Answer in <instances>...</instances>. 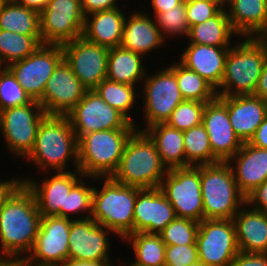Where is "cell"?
I'll return each instance as SVG.
<instances>
[{
    "label": "cell",
    "mask_w": 267,
    "mask_h": 266,
    "mask_svg": "<svg viewBox=\"0 0 267 266\" xmlns=\"http://www.w3.org/2000/svg\"><path fill=\"white\" fill-rule=\"evenodd\" d=\"M41 219L34 195L23 183L0 211V256L26 258L35 244Z\"/></svg>",
    "instance_id": "cell-1"
},
{
    "label": "cell",
    "mask_w": 267,
    "mask_h": 266,
    "mask_svg": "<svg viewBox=\"0 0 267 266\" xmlns=\"http://www.w3.org/2000/svg\"><path fill=\"white\" fill-rule=\"evenodd\" d=\"M25 159L42 175L48 171H72L70 162L73 170H78V138L68 117L46 115L38 128L34 148Z\"/></svg>",
    "instance_id": "cell-2"
},
{
    "label": "cell",
    "mask_w": 267,
    "mask_h": 266,
    "mask_svg": "<svg viewBox=\"0 0 267 266\" xmlns=\"http://www.w3.org/2000/svg\"><path fill=\"white\" fill-rule=\"evenodd\" d=\"M266 57L264 37H240V42L233 43L228 51L217 96L253 95Z\"/></svg>",
    "instance_id": "cell-3"
},
{
    "label": "cell",
    "mask_w": 267,
    "mask_h": 266,
    "mask_svg": "<svg viewBox=\"0 0 267 266\" xmlns=\"http://www.w3.org/2000/svg\"><path fill=\"white\" fill-rule=\"evenodd\" d=\"M93 183H103L97 189L95 184L92 196L91 217L96 223L124 239L134 233V205L137 187L124 185L112 177H90ZM103 180V181H102Z\"/></svg>",
    "instance_id": "cell-4"
},
{
    "label": "cell",
    "mask_w": 267,
    "mask_h": 266,
    "mask_svg": "<svg viewBox=\"0 0 267 266\" xmlns=\"http://www.w3.org/2000/svg\"><path fill=\"white\" fill-rule=\"evenodd\" d=\"M168 171L154 142L144 131L136 129L125 144L112 178L124 185L152 189L160 187Z\"/></svg>",
    "instance_id": "cell-5"
},
{
    "label": "cell",
    "mask_w": 267,
    "mask_h": 266,
    "mask_svg": "<svg viewBox=\"0 0 267 266\" xmlns=\"http://www.w3.org/2000/svg\"><path fill=\"white\" fill-rule=\"evenodd\" d=\"M136 129H112L84 134L78 139V170L85 177H112L125 144Z\"/></svg>",
    "instance_id": "cell-6"
},
{
    "label": "cell",
    "mask_w": 267,
    "mask_h": 266,
    "mask_svg": "<svg viewBox=\"0 0 267 266\" xmlns=\"http://www.w3.org/2000/svg\"><path fill=\"white\" fill-rule=\"evenodd\" d=\"M204 219H233L246 203L227 162L200 165Z\"/></svg>",
    "instance_id": "cell-7"
},
{
    "label": "cell",
    "mask_w": 267,
    "mask_h": 266,
    "mask_svg": "<svg viewBox=\"0 0 267 266\" xmlns=\"http://www.w3.org/2000/svg\"><path fill=\"white\" fill-rule=\"evenodd\" d=\"M46 115L41 104L33 100L29 104L0 111V135L12 158L24 160L29 155L34 148L40 123Z\"/></svg>",
    "instance_id": "cell-8"
},
{
    "label": "cell",
    "mask_w": 267,
    "mask_h": 266,
    "mask_svg": "<svg viewBox=\"0 0 267 266\" xmlns=\"http://www.w3.org/2000/svg\"><path fill=\"white\" fill-rule=\"evenodd\" d=\"M176 216L200 223L204 219L200 165L169 169L159 187Z\"/></svg>",
    "instance_id": "cell-9"
},
{
    "label": "cell",
    "mask_w": 267,
    "mask_h": 266,
    "mask_svg": "<svg viewBox=\"0 0 267 266\" xmlns=\"http://www.w3.org/2000/svg\"><path fill=\"white\" fill-rule=\"evenodd\" d=\"M156 73V74H155ZM146 74L142 81L144 86L142 97L145 119L144 127L154 124L166 123L173 110L184 101L178 87L175 73L168 67H162L158 72ZM142 95V96H141Z\"/></svg>",
    "instance_id": "cell-10"
},
{
    "label": "cell",
    "mask_w": 267,
    "mask_h": 266,
    "mask_svg": "<svg viewBox=\"0 0 267 266\" xmlns=\"http://www.w3.org/2000/svg\"><path fill=\"white\" fill-rule=\"evenodd\" d=\"M199 261L206 266H231L238 254L233 219H203L196 236Z\"/></svg>",
    "instance_id": "cell-11"
},
{
    "label": "cell",
    "mask_w": 267,
    "mask_h": 266,
    "mask_svg": "<svg viewBox=\"0 0 267 266\" xmlns=\"http://www.w3.org/2000/svg\"><path fill=\"white\" fill-rule=\"evenodd\" d=\"M64 59L61 45L42 44L31 55L7 66L33 101L39 102L48 79Z\"/></svg>",
    "instance_id": "cell-12"
},
{
    "label": "cell",
    "mask_w": 267,
    "mask_h": 266,
    "mask_svg": "<svg viewBox=\"0 0 267 266\" xmlns=\"http://www.w3.org/2000/svg\"><path fill=\"white\" fill-rule=\"evenodd\" d=\"M66 116L78 139L95 131L136 129L135 124L107 104L94 90H87Z\"/></svg>",
    "instance_id": "cell-13"
},
{
    "label": "cell",
    "mask_w": 267,
    "mask_h": 266,
    "mask_svg": "<svg viewBox=\"0 0 267 266\" xmlns=\"http://www.w3.org/2000/svg\"><path fill=\"white\" fill-rule=\"evenodd\" d=\"M85 15L81 0H50L40 13L42 44L62 45L81 37Z\"/></svg>",
    "instance_id": "cell-14"
},
{
    "label": "cell",
    "mask_w": 267,
    "mask_h": 266,
    "mask_svg": "<svg viewBox=\"0 0 267 266\" xmlns=\"http://www.w3.org/2000/svg\"><path fill=\"white\" fill-rule=\"evenodd\" d=\"M61 47L64 60L87 90L95 89L106 79L109 48L92 43L83 36Z\"/></svg>",
    "instance_id": "cell-15"
},
{
    "label": "cell",
    "mask_w": 267,
    "mask_h": 266,
    "mask_svg": "<svg viewBox=\"0 0 267 266\" xmlns=\"http://www.w3.org/2000/svg\"><path fill=\"white\" fill-rule=\"evenodd\" d=\"M73 220L42 216L39 233L26 259L41 266H62L68 260L69 230Z\"/></svg>",
    "instance_id": "cell-16"
},
{
    "label": "cell",
    "mask_w": 267,
    "mask_h": 266,
    "mask_svg": "<svg viewBox=\"0 0 267 266\" xmlns=\"http://www.w3.org/2000/svg\"><path fill=\"white\" fill-rule=\"evenodd\" d=\"M79 170L54 172L46 179L22 177L23 183L33 193L41 216L66 218V201L70 190L83 178ZM40 179V181L38 180Z\"/></svg>",
    "instance_id": "cell-17"
},
{
    "label": "cell",
    "mask_w": 267,
    "mask_h": 266,
    "mask_svg": "<svg viewBox=\"0 0 267 266\" xmlns=\"http://www.w3.org/2000/svg\"><path fill=\"white\" fill-rule=\"evenodd\" d=\"M86 91L70 65L63 59L48 79L39 103L47 115L66 116Z\"/></svg>",
    "instance_id": "cell-18"
},
{
    "label": "cell",
    "mask_w": 267,
    "mask_h": 266,
    "mask_svg": "<svg viewBox=\"0 0 267 266\" xmlns=\"http://www.w3.org/2000/svg\"><path fill=\"white\" fill-rule=\"evenodd\" d=\"M114 233L92 218L73 220L69 230L68 259L111 260L110 236ZM110 234V235H109Z\"/></svg>",
    "instance_id": "cell-19"
},
{
    "label": "cell",
    "mask_w": 267,
    "mask_h": 266,
    "mask_svg": "<svg viewBox=\"0 0 267 266\" xmlns=\"http://www.w3.org/2000/svg\"><path fill=\"white\" fill-rule=\"evenodd\" d=\"M202 124L208 133L213 156L219 162H228L242 147L243 142L230 124L227 106L218 97L206 103Z\"/></svg>",
    "instance_id": "cell-20"
},
{
    "label": "cell",
    "mask_w": 267,
    "mask_h": 266,
    "mask_svg": "<svg viewBox=\"0 0 267 266\" xmlns=\"http://www.w3.org/2000/svg\"><path fill=\"white\" fill-rule=\"evenodd\" d=\"M133 214L134 233L160 234L177 217L160 188H137Z\"/></svg>",
    "instance_id": "cell-21"
},
{
    "label": "cell",
    "mask_w": 267,
    "mask_h": 266,
    "mask_svg": "<svg viewBox=\"0 0 267 266\" xmlns=\"http://www.w3.org/2000/svg\"><path fill=\"white\" fill-rule=\"evenodd\" d=\"M217 97L227 106L235 134L242 142H249L267 116V101L254 95Z\"/></svg>",
    "instance_id": "cell-22"
},
{
    "label": "cell",
    "mask_w": 267,
    "mask_h": 266,
    "mask_svg": "<svg viewBox=\"0 0 267 266\" xmlns=\"http://www.w3.org/2000/svg\"><path fill=\"white\" fill-rule=\"evenodd\" d=\"M133 11L127 14L121 47L142 56L150 55L154 50L166 45V40L159 31L155 18L146 13L147 11ZM129 15V16H128Z\"/></svg>",
    "instance_id": "cell-23"
},
{
    "label": "cell",
    "mask_w": 267,
    "mask_h": 266,
    "mask_svg": "<svg viewBox=\"0 0 267 266\" xmlns=\"http://www.w3.org/2000/svg\"><path fill=\"white\" fill-rule=\"evenodd\" d=\"M230 47H216L187 43L179 62L195 71L216 90L220 87L225 72V61Z\"/></svg>",
    "instance_id": "cell-24"
},
{
    "label": "cell",
    "mask_w": 267,
    "mask_h": 266,
    "mask_svg": "<svg viewBox=\"0 0 267 266\" xmlns=\"http://www.w3.org/2000/svg\"><path fill=\"white\" fill-rule=\"evenodd\" d=\"M239 190L247 196L267 180V149L243 142L242 147L227 162Z\"/></svg>",
    "instance_id": "cell-25"
},
{
    "label": "cell",
    "mask_w": 267,
    "mask_h": 266,
    "mask_svg": "<svg viewBox=\"0 0 267 266\" xmlns=\"http://www.w3.org/2000/svg\"><path fill=\"white\" fill-rule=\"evenodd\" d=\"M233 221L241 252L267 254V214L245 203Z\"/></svg>",
    "instance_id": "cell-26"
},
{
    "label": "cell",
    "mask_w": 267,
    "mask_h": 266,
    "mask_svg": "<svg viewBox=\"0 0 267 266\" xmlns=\"http://www.w3.org/2000/svg\"><path fill=\"white\" fill-rule=\"evenodd\" d=\"M233 30L240 37L267 34L265 0H231L224 6Z\"/></svg>",
    "instance_id": "cell-27"
},
{
    "label": "cell",
    "mask_w": 267,
    "mask_h": 266,
    "mask_svg": "<svg viewBox=\"0 0 267 266\" xmlns=\"http://www.w3.org/2000/svg\"><path fill=\"white\" fill-rule=\"evenodd\" d=\"M115 8L85 16L82 36L99 46L114 48L121 45L126 12ZM123 10V11H122Z\"/></svg>",
    "instance_id": "cell-28"
},
{
    "label": "cell",
    "mask_w": 267,
    "mask_h": 266,
    "mask_svg": "<svg viewBox=\"0 0 267 266\" xmlns=\"http://www.w3.org/2000/svg\"><path fill=\"white\" fill-rule=\"evenodd\" d=\"M154 142L156 149L166 168H186L183 132L169 126L167 123H158L147 128L139 127Z\"/></svg>",
    "instance_id": "cell-29"
},
{
    "label": "cell",
    "mask_w": 267,
    "mask_h": 266,
    "mask_svg": "<svg viewBox=\"0 0 267 266\" xmlns=\"http://www.w3.org/2000/svg\"><path fill=\"white\" fill-rule=\"evenodd\" d=\"M144 60V56L121 46L109 48L106 78L132 86L140 85L147 74Z\"/></svg>",
    "instance_id": "cell-30"
},
{
    "label": "cell",
    "mask_w": 267,
    "mask_h": 266,
    "mask_svg": "<svg viewBox=\"0 0 267 266\" xmlns=\"http://www.w3.org/2000/svg\"><path fill=\"white\" fill-rule=\"evenodd\" d=\"M240 36L233 30L226 10L223 7L215 16L206 21L191 26L188 43L211 45L216 47H231L232 40ZM232 43V44H231Z\"/></svg>",
    "instance_id": "cell-31"
},
{
    "label": "cell",
    "mask_w": 267,
    "mask_h": 266,
    "mask_svg": "<svg viewBox=\"0 0 267 266\" xmlns=\"http://www.w3.org/2000/svg\"><path fill=\"white\" fill-rule=\"evenodd\" d=\"M121 241L130 244L135 258L118 266H165L166 245L159 234L133 233Z\"/></svg>",
    "instance_id": "cell-32"
},
{
    "label": "cell",
    "mask_w": 267,
    "mask_h": 266,
    "mask_svg": "<svg viewBox=\"0 0 267 266\" xmlns=\"http://www.w3.org/2000/svg\"><path fill=\"white\" fill-rule=\"evenodd\" d=\"M0 29L26 36H41L40 13L15 1H5L0 10Z\"/></svg>",
    "instance_id": "cell-33"
},
{
    "label": "cell",
    "mask_w": 267,
    "mask_h": 266,
    "mask_svg": "<svg viewBox=\"0 0 267 266\" xmlns=\"http://www.w3.org/2000/svg\"><path fill=\"white\" fill-rule=\"evenodd\" d=\"M137 86L119 83L104 79L95 89H93L107 104L121 112L131 123L136 125V119L131 116L135 103L140 99ZM137 98V99H136Z\"/></svg>",
    "instance_id": "cell-34"
},
{
    "label": "cell",
    "mask_w": 267,
    "mask_h": 266,
    "mask_svg": "<svg viewBox=\"0 0 267 266\" xmlns=\"http://www.w3.org/2000/svg\"><path fill=\"white\" fill-rule=\"evenodd\" d=\"M168 67L175 73L184 100L210 102L217 97L216 89L209 82L179 61L169 64Z\"/></svg>",
    "instance_id": "cell-35"
},
{
    "label": "cell",
    "mask_w": 267,
    "mask_h": 266,
    "mask_svg": "<svg viewBox=\"0 0 267 266\" xmlns=\"http://www.w3.org/2000/svg\"><path fill=\"white\" fill-rule=\"evenodd\" d=\"M40 45L41 36H26L0 29V60L5 67L31 55Z\"/></svg>",
    "instance_id": "cell-36"
},
{
    "label": "cell",
    "mask_w": 267,
    "mask_h": 266,
    "mask_svg": "<svg viewBox=\"0 0 267 266\" xmlns=\"http://www.w3.org/2000/svg\"><path fill=\"white\" fill-rule=\"evenodd\" d=\"M186 167L215 164L209 136L203 124L183 132Z\"/></svg>",
    "instance_id": "cell-37"
},
{
    "label": "cell",
    "mask_w": 267,
    "mask_h": 266,
    "mask_svg": "<svg viewBox=\"0 0 267 266\" xmlns=\"http://www.w3.org/2000/svg\"><path fill=\"white\" fill-rule=\"evenodd\" d=\"M85 179L90 180V177L84 176L67 195L66 218L83 220L91 217L94 186Z\"/></svg>",
    "instance_id": "cell-38"
},
{
    "label": "cell",
    "mask_w": 267,
    "mask_h": 266,
    "mask_svg": "<svg viewBox=\"0 0 267 266\" xmlns=\"http://www.w3.org/2000/svg\"><path fill=\"white\" fill-rule=\"evenodd\" d=\"M154 18L165 40L171 36H178V39L181 36L187 38L190 27L187 22L186 8L183 2L167 10L165 13L157 14Z\"/></svg>",
    "instance_id": "cell-39"
},
{
    "label": "cell",
    "mask_w": 267,
    "mask_h": 266,
    "mask_svg": "<svg viewBox=\"0 0 267 266\" xmlns=\"http://www.w3.org/2000/svg\"><path fill=\"white\" fill-rule=\"evenodd\" d=\"M206 103L184 100L173 110L166 123L182 132L198 126L202 124Z\"/></svg>",
    "instance_id": "cell-40"
},
{
    "label": "cell",
    "mask_w": 267,
    "mask_h": 266,
    "mask_svg": "<svg viewBox=\"0 0 267 266\" xmlns=\"http://www.w3.org/2000/svg\"><path fill=\"white\" fill-rule=\"evenodd\" d=\"M31 98L15 79L12 72L4 67L0 71V111L29 104Z\"/></svg>",
    "instance_id": "cell-41"
},
{
    "label": "cell",
    "mask_w": 267,
    "mask_h": 266,
    "mask_svg": "<svg viewBox=\"0 0 267 266\" xmlns=\"http://www.w3.org/2000/svg\"><path fill=\"white\" fill-rule=\"evenodd\" d=\"M199 223L190 219L176 217L159 234L165 245L196 244Z\"/></svg>",
    "instance_id": "cell-42"
},
{
    "label": "cell",
    "mask_w": 267,
    "mask_h": 266,
    "mask_svg": "<svg viewBox=\"0 0 267 266\" xmlns=\"http://www.w3.org/2000/svg\"><path fill=\"white\" fill-rule=\"evenodd\" d=\"M189 27L200 24L215 16L223 6L219 0H203L185 4Z\"/></svg>",
    "instance_id": "cell-43"
},
{
    "label": "cell",
    "mask_w": 267,
    "mask_h": 266,
    "mask_svg": "<svg viewBox=\"0 0 267 266\" xmlns=\"http://www.w3.org/2000/svg\"><path fill=\"white\" fill-rule=\"evenodd\" d=\"M198 261L197 244L166 245L165 266H189Z\"/></svg>",
    "instance_id": "cell-44"
},
{
    "label": "cell",
    "mask_w": 267,
    "mask_h": 266,
    "mask_svg": "<svg viewBox=\"0 0 267 266\" xmlns=\"http://www.w3.org/2000/svg\"><path fill=\"white\" fill-rule=\"evenodd\" d=\"M246 203L251 208L267 214V180L246 196Z\"/></svg>",
    "instance_id": "cell-45"
},
{
    "label": "cell",
    "mask_w": 267,
    "mask_h": 266,
    "mask_svg": "<svg viewBox=\"0 0 267 266\" xmlns=\"http://www.w3.org/2000/svg\"><path fill=\"white\" fill-rule=\"evenodd\" d=\"M121 0H81L82 11L85 16L103 10L119 8Z\"/></svg>",
    "instance_id": "cell-46"
},
{
    "label": "cell",
    "mask_w": 267,
    "mask_h": 266,
    "mask_svg": "<svg viewBox=\"0 0 267 266\" xmlns=\"http://www.w3.org/2000/svg\"><path fill=\"white\" fill-rule=\"evenodd\" d=\"M231 266H267V254L239 251Z\"/></svg>",
    "instance_id": "cell-47"
},
{
    "label": "cell",
    "mask_w": 267,
    "mask_h": 266,
    "mask_svg": "<svg viewBox=\"0 0 267 266\" xmlns=\"http://www.w3.org/2000/svg\"><path fill=\"white\" fill-rule=\"evenodd\" d=\"M23 184V179L14 178L0 181V211L9 197Z\"/></svg>",
    "instance_id": "cell-48"
},
{
    "label": "cell",
    "mask_w": 267,
    "mask_h": 266,
    "mask_svg": "<svg viewBox=\"0 0 267 266\" xmlns=\"http://www.w3.org/2000/svg\"><path fill=\"white\" fill-rule=\"evenodd\" d=\"M249 143L258 148L267 149V116L256 129V132L249 140Z\"/></svg>",
    "instance_id": "cell-49"
},
{
    "label": "cell",
    "mask_w": 267,
    "mask_h": 266,
    "mask_svg": "<svg viewBox=\"0 0 267 266\" xmlns=\"http://www.w3.org/2000/svg\"><path fill=\"white\" fill-rule=\"evenodd\" d=\"M152 12L154 15L152 17L156 16L159 13H165L167 10H170L174 8L176 5L180 4L181 0H150Z\"/></svg>",
    "instance_id": "cell-50"
},
{
    "label": "cell",
    "mask_w": 267,
    "mask_h": 266,
    "mask_svg": "<svg viewBox=\"0 0 267 266\" xmlns=\"http://www.w3.org/2000/svg\"><path fill=\"white\" fill-rule=\"evenodd\" d=\"M253 95L267 101V57Z\"/></svg>",
    "instance_id": "cell-51"
},
{
    "label": "cell",
    "mask_w": 267,
    "mask_h": 266,
    "mask_svg": "<svg viewBox=\"0 0 267 266\" xmlns=\"http://www.w3.org/2000/svg\"><path fill=\"white\" fill-rule=\"evenodd\" d=\"M113 264L112 260L87 261L68 259L62 266H114Z\"/></svg>",
    "instance_id": "cell-52"
},
{
    "label": "cell",
    "mask_w": 267,
    "mask_h": 266,
    "mask_svg": "<svg viewBox=\"0 0 267 266\" xmlns=\"http://www.w3.org/2000/svg\"><path fill=\"white\" fill-rule=\"evenodd\" d=\"M50 0H15L17 4L41 13Z\"/></svg>",
    "instance_id": "cell-53"
},
{
    "label": "cell",
    "mask_w": 267,
    "mask_h": 266,
    "mask_svg": "<svg viewBox=\"0 0 267 266\" xmlns=\"http://www.w3.org/2000/svg\"><path fill=\"white\" fill-rule=\"evenodd\" d=\"M9 266H41L30 263L26 258H12Z\"/></svg>",
    "instance_id": "cell-54"
},
{
    "label": "cell",
    "mask_w": 267,
    "mask_h": 266,
    "mask_svg": "<svg viewBox=\"0 0 267 266\" xmlns=\"http://www.w3.org/2000/svg\"><path fill=\"white\" fill-rule=\"evenodd\" d=\"M11 257L0 256V266H9Z\"/></svg>",
    "instance_id": "cell-55"
},
{
    "label": "cell",
    "mask_w": 267,
    "mask_h": 266,
    "mask_svg": "<svg viewBox=\"0 0 267 266\" xmlns=\"http://www.w3.org/2000/svg\"><path fill=\"white\" fill-rule=\"evenodd\" d=\"M184 4H189L197 1H203V0H181Z\"/></svg>",
    "instance_id": "cell-56"
},
{
    "label": "cell",
    "mask_w": 267,
    "mask_h": 266,
    "mask_svg": "<svg viewBox=\"0 0 267 266\" xmlns=\"http://www.w3.org/2000/svg\"><path fill=\"white\" fill-rule=\"evenodd\" d=\"M219 1H220V4L224 7L231 0H219Z\"/></svg>",
    "instance_id": "cell-57"
},
{
    "label": "cell",
    "mask_w": 267,
    "mask_h": 266,
    "mask_svg": "<svg viewBox=\"0 0 267 266\" xmlns=\"http://www.w3.org/2000/svg\"><path fill=\"white\" fill-rule=\"evenodd\" d=\"M189 266H206V265H204L202 262L198 261V262H196L192 265H189Z\"/></svg>",
    "instance_id": "cell-58"
},
{
    "label": "cell",
    "mask_w": 267,
    "mask_h": 266,
    "mask_svg": "<svg viewBox=\"0 0 267 266\" xmlns=\"http://www.w3.org/2000/svg\"><path fill=\"white\" fill-rule=\"evenodd\" d=\"M5 66L3 65V63L0 60V71L4 68Z\"/></svg>",
    "instance_id": "cell-59"
},
{
    "label": "cell",
    "mask_w": 267,
    "mask_h": 266,
    "mask_svg": "<svg viewBox=\"0 0 267 266\" xmlns=\"http://www.w3.org/2000/svg\"><path fill=\"white\" fill-rule=\"evenodd\" d=\"M4 2H5V0H0V10H1V7H2Z\"/></svg>",
    "instance_id": "cell-60"
},
{
    "label": "cell",
    "mask_w": 267,
    "mask_h": 266,
    "mask_svg": "<svg viewBox=\"0 0 267 266\" xmlns=\"http://www.w3.org/2000/svg\"><path fill=\"white\" fill-rule=\"evenodd\" d=\"M265 7H266V13H267V0H265Z\"/></svg>",
    "instance_id": "cell-61"
}]
</instances>
